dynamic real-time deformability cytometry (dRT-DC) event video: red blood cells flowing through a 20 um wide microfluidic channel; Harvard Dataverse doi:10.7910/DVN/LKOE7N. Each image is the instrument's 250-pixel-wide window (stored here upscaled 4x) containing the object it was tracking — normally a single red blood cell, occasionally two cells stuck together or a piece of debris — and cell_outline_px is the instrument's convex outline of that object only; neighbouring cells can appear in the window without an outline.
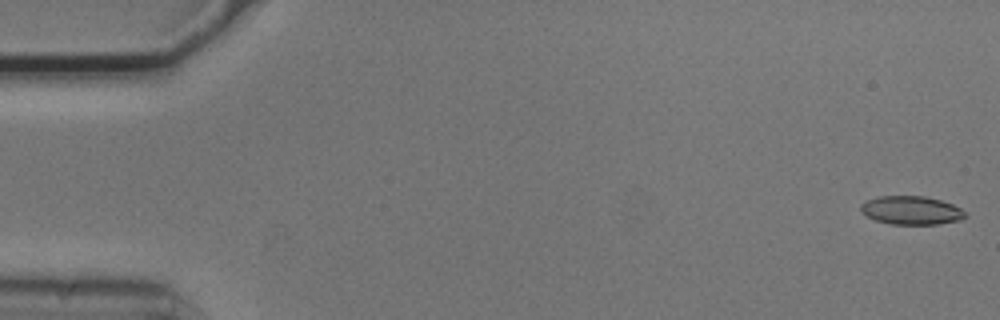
{"species": "common noctule bat (a hibernating species)", "species_latin": "Nyctalus noctula", "temperature_condition": "cold", "stored_images_in_passage": 54, "camera_frame_rate_fps": 3000, "um_per_image_px": 0.085, "animal": {"sex": "male", "body_mass_g": 20.5, "forearm_length_mm": 52.5}, "frame": {"image": 1, "passage_image": 1, "time_ms": 0.0, "image_size_px": [1000, 320], "cell_outline_px": [[968, 216], [960, 220], [936, 224], [888, 224], [876, 220], [860, 212], [860, 204], [868, 200], [880, 196], [924, 196], [940, 200], [952, 204], [960, 208]], "centroid_in_image_um": [77.45, 17.88], "position_along_channel_um": 7.6, "area_um2": 17.28}}
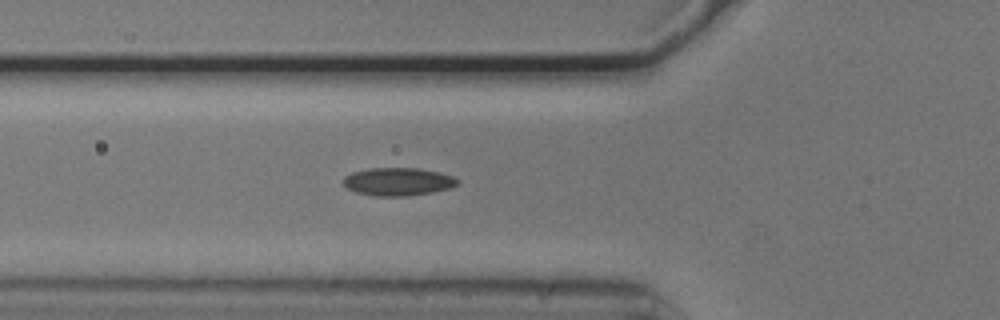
{"frame": {"image": 2, "passage_image": 19, "time_ms": 6.0, "image_size_px": [1000, 320], "cell_outline_px": [[460, 184], [448, 188], [432, 192], [408, 196], [376, 196], [356, 192], [348, 188], [344, 184], [344, 176], [352, 172], [368, 168], [420, 168], [440, 172], [456, 176], [460, 180]], "centroid_in_image_um": [33.88, 15.43], "position_along_channel_um": 91.9, "area_um2": 18.79}}
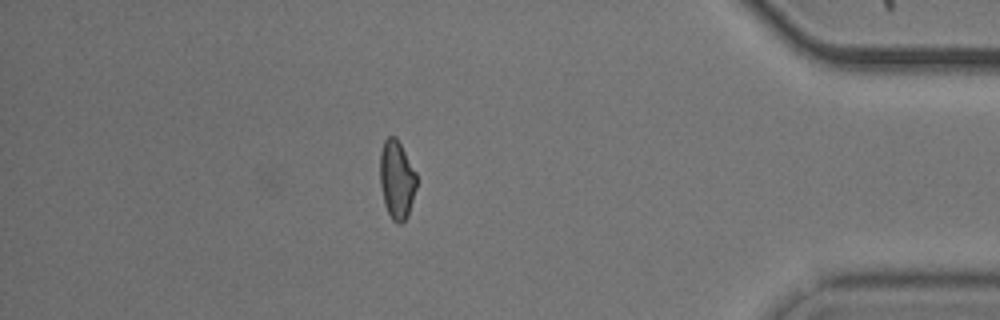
{"frame": {"image": 3, "passage_image": 47, "time_ms": 15.333, "image_size_px": [1000, 320], "cell_outline_px": [[416, 188], [408, 216], [400, 224], [396, 224], [392, 220], [384, 204], [380, 184], [380, 152], [384, 140], [388, 136], [396, 136], [416, 172]], "centroid_in_image_um": [33.72, 15.27], "position_along_channel_um": 401.5, "area_um2": 16.82}, "authors_computed_cell_mechanics": {"area_um2": 17.6868, "velocity_mm_per_s": 3.7239, "shape_relaxation_time_tau1_ms": null, "shape_relaxation_time_tau2_ms": 6.6023, "deformation_change_tau1": null, "deformation_change_tau2": 0.1205}}